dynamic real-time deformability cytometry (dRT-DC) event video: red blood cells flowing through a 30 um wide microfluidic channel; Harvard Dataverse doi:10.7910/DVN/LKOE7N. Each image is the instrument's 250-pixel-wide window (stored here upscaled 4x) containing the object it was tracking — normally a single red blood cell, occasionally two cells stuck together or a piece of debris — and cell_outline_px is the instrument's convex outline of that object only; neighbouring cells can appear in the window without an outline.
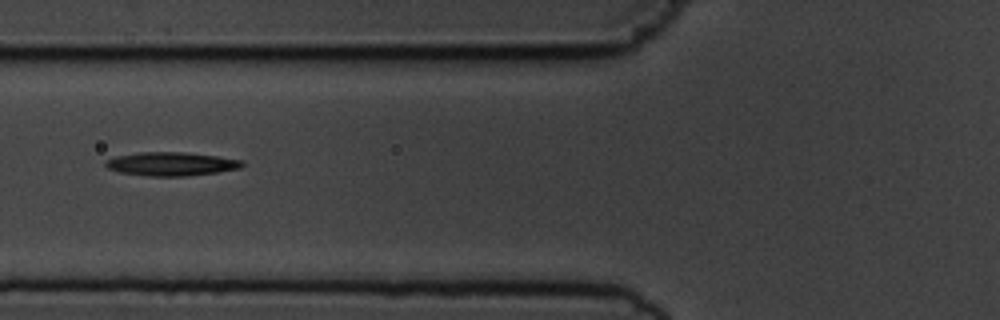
{"species": "common noctule bat (a hibernating species)", "species_latin": "Nyctalus noctula", "temperature_condition": "cold", "stored_images_in_passage": 2, "camera_frame_rate_fps": 3000, "um_per_image_px": 0.085, "animal": {"sex": "male", "body_mass_g": 19.5, "forearm_length_mm": 54.6}, "frame": {"image": 1, "passage_image": 2, "time_ms": 1.0, "image_size_px": [1000, 320], "cell_outline_px": [[244, 164], [240, 168], [216, 172], [184, 176], [148, 176], [120, 172], [108, 168], [104, 164], [108, 160], [116, 156], [140, 152], [184, 152], [216, 156], [244, 160]], "centroid_in_image_um": [14.57, 13.93], "position_along_channel_um": 111.2, "area_um2": 18.61}}